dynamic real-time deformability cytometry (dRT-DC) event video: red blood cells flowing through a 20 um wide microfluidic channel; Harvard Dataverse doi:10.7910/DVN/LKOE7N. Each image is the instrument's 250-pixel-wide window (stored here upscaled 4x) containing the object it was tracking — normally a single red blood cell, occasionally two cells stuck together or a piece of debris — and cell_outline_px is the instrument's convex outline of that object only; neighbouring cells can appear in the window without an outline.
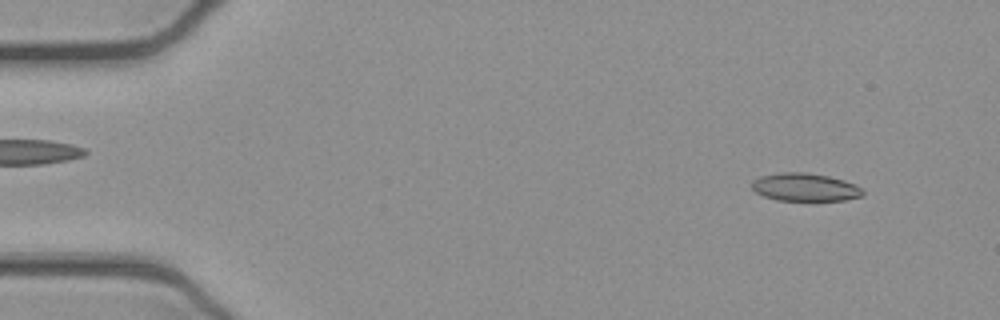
{"species": "common noctule bat (a hibernating species)", "species_latin": "Nyctalus noctula", "temperature_condition": "cold", "stored_images_in_passage": 51, "camera_frame_rate_fps": 3000, "um_per_image_px": 0.085, "animal": {"sex": "female", "body_mass_g": 21.9}, "frame": {"image": 1, "passage_image": 4, "time_ms": 1.0, "image_size_px": [1000, 320], "cell_outline_px": [[864, 196], [844, 200], [776, 200], [764, 196], [756, 192], [752, 188], [752, 180], [760, 176], [780, 172], [808, 172], [828, 176], [844, 180], [856, 184], [864, 192]], "centroid_in_image_um": [68.43, 15.9], "position_along_channel_um": 16.6, "area_um2": 18.15}}
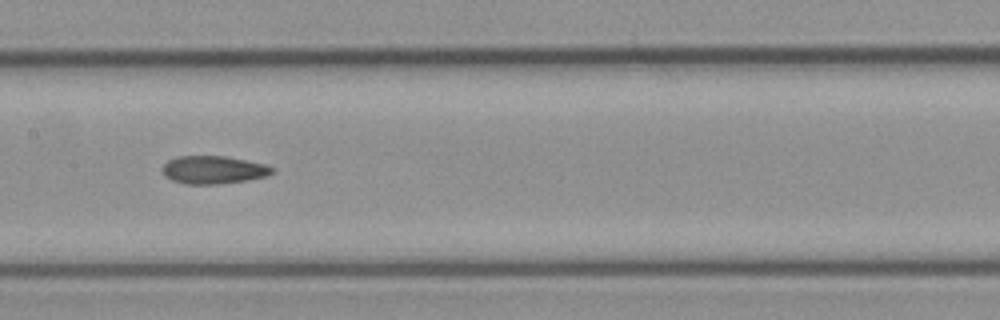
{"frame": {"image": 2, "passage_image": 25, "time_ms": 8.0, "image_size_px": [1000, 320], "cell_outline_px": [[276, 168], [272, 172], [264, 176], [248, 180], [216, 184], [184, 184], [172, 180], [164, 176], [164, 164], [168, 160], [176, 156], [224, 156], [264, 164]], "centroid_in_image_um": [18.12, 14.43], "position_along_channel_um": 189.3, "area_um2": 17.69}}
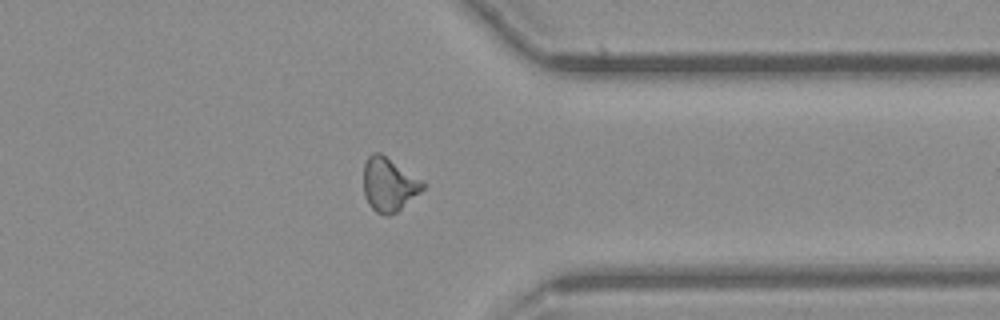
{"frame": {"image": 3, "passage_image": 40, "time_ms": 13.0, "image_size_px": [1000, 320], "cell_outline_px": [[424, 188], [420, 192], [396, 212], [388, 216], [384, 216], [376, 212], [368, 204], [364, 196], [364, 164], [368, 156], [372, 152], [380, 152], [420, 180], [424, 184]], "centroid_in_image_um": [33.0, 15.69], "position_along_channel_um": 378.4, "area_um2": 18.21}, "authors_computed_cell_mechanics": {"area_um2": 18.1492, "velocity_mm_per_s": 3.9166, "shape_relaxation_time_tau1_ms": null, "shape_relaxation_time_tau2_ms": 7.652, "deformation_change_tau1": null, "deformation_change_tau2": 0.1556}}